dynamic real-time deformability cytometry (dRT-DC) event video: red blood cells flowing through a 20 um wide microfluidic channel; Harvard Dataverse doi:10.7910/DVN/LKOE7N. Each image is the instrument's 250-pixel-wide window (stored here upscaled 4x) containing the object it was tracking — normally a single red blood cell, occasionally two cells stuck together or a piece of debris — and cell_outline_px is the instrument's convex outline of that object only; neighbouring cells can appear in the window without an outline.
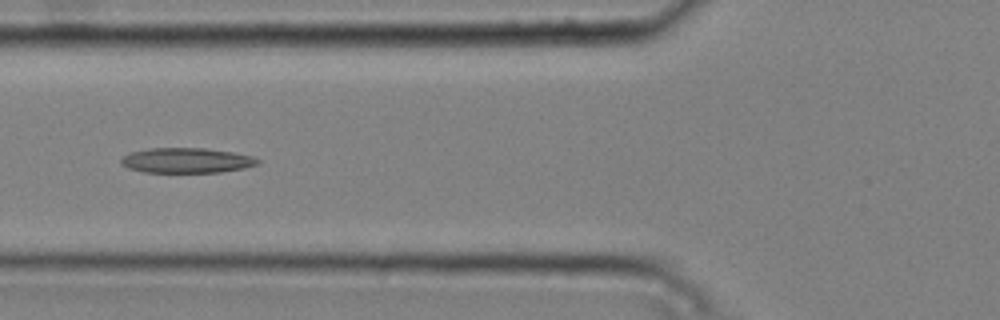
{"species": "common noctule bat (a hibernating species)", "species_latin": "Nyctalus noctula", "temperature_condition": "cold", "stored_images_in_passage": 9, "camera_frame_rate_fps": 3000, "um_per_image_px": 0.085, "animal": {"sex": "male", "body_mass_g": 20.4}, "frame": {"image": 1, "passage_image": 7, "time_ms": 2.0, "image_size_px": [1000, 320], "cell_outline_px": [[260, 164], [244, 168], [220, 172], [144, 172], [128, 168], [120, 164], [120, 160], [128, 152], [152, 148], [204, 148], [236, 152], [252, 156], [260, 160]], "centroid_in_image_um": [15.87, 13.63], "position_along_channel_um": 109.9, "area_um2": 20.11}}
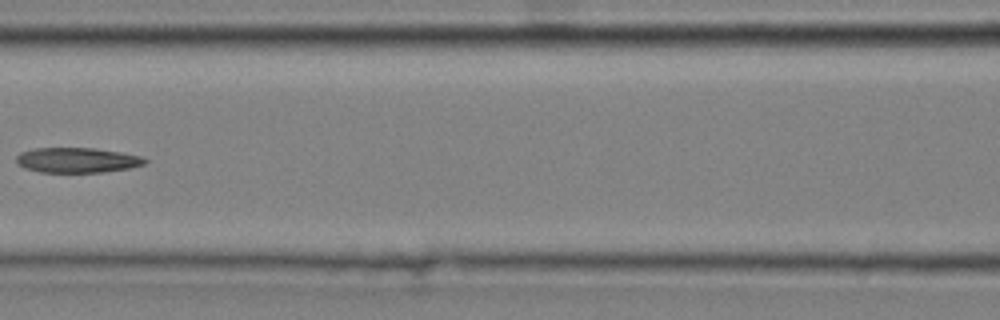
{"frame": {"image": 2, "passage_image": 8, "time_ms": 2.333, "image_size_px": [1000, 320], "cell_outline_px": [[148, 160], [144, 164], [128, 168], [104, 172], [40, 172], [24, 168], [16, 164], [16, 156], [20, 152], [32, 148], [96, 148], [120, 152], [140, 156]], "centroid_in_image_um": [6.5, 13.61], "position_along_channel_um": 160.1, "area_um2": 18.84}}
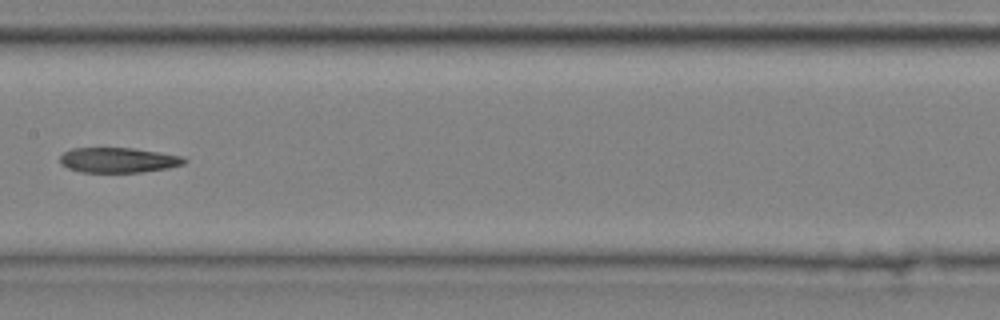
{"frame": {"image": 3, "passage_image": 9, "time_ms": 2.667, "image_size_px": [1000, 320], "cell_outline_px": [[188, 160], [184, 164], [168, 168], [140, 172], [80, 172], [68, 168], [60, 164], [60, 156], [64, 152], [72, 148], [132, 148], [160, 152], [184, 156]], "centroid_in_image_um": [10.07, 13.6], "position_along_channel_um": 197.3, "area_um2": 18.26}}